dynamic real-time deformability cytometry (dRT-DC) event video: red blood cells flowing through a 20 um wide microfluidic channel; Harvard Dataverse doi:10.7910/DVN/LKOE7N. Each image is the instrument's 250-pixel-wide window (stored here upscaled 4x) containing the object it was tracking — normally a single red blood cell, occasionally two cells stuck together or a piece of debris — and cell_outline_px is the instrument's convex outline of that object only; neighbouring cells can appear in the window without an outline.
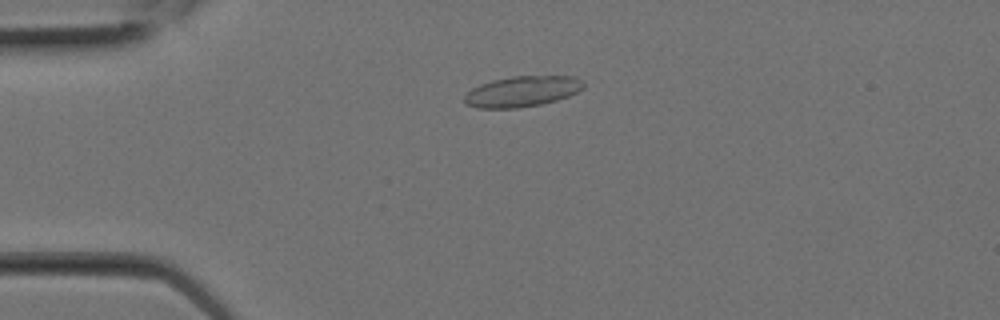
{"species": "Egyptian fruit bat (a non-hibernating species)", "species_latin": "Rousettus aegyptiacus", "temperature_condition": "room temperature", "stored_images_in_passage": 2, "camera_frame_rate_fps": 3000, "um_per_image_px": 0.085, "animal": {"sex": "female"}, "frame": {"image": 1, "passage_image": 2, "time_ms": 0.333, "image_size_px": [1000, 320], "cell_outline_px": [[584, 88], [568, 96], [556, 100], [540, 104], [516, 108], [476, 108], [464, 104], [464, 96], [472, 88], [480, 84], [492, 80], [512, 76], [572, 76], [584, 80]], "centroid_in_image_um": [44.37, 7.77], "position_along_channel_um": 40.6, "area_um2": 21.33}}